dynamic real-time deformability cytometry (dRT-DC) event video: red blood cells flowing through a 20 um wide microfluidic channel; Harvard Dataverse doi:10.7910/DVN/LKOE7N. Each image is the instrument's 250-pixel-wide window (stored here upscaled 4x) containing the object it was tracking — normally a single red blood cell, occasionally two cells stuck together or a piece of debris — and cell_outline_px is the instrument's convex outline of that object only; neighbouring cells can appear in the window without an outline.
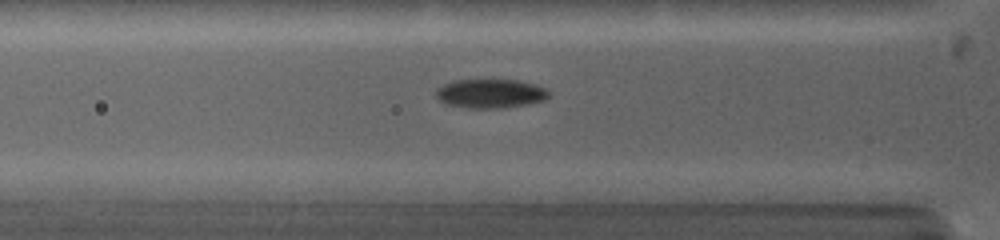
{"species": "common noctule bat (a hibernating species)", "species_latin": "Nyctalus noctula", "temperature_condition": "warm", "stored_images_in_passage": 21, "camera_frame_rate_fps": 5000, "um_per_image_px": 0.085, "animal": {"sex": "female", "body_mass_g": 19.0, "forearm_length_mm": 53.3}, "frame": {"image": 1, "passage_image": 10, "time_ms": 3.2, "image_size_px": [1000, 240], "cell_outline_px": [[552, 92], [544, 100], [528, 104], [504, 108], [468, 108], [444, 104], [436, 96], [436, 88], [444, 84], [456, 80], [516, 80], [536, 84], [548, 88]], "centroid_in_image_um": [41.72, 7.95], "position_along_channel_um": 84.1, "area_um2": 19.31}}
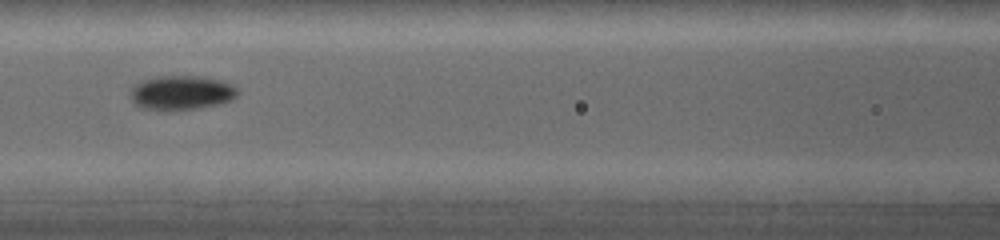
{"frame": {"image": 2, "passage_image": 16, "time_ms": 4.8, "image_size_px": [1000, 240], "cell_outline_px": [[240, 92], [232, 100], [220, 104], [200, 108], [168, 112], [160, 112], [140, 108], [128, 96], [132, 88], [140, 80], [160, 76], [204, 76], [220, 80], [232, 84]], "centroid_in_image_um": [15.4, 7.91], "position_along_channel_um": 151.2, "area_um2": 22.2}}
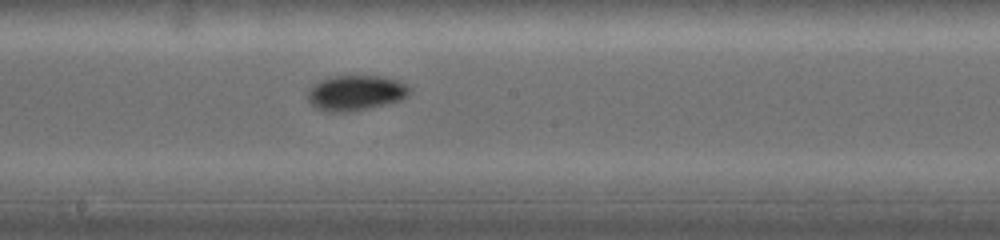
{"frame": {"image": 3, "passage_image": 21, "time_ms": 6.4, "image_size_px": [1000, 240], "cell_outline_px": [[412, 92], [408, 96], [400, 100], [368, 108], [344, 112], [328, 112], [316, 108], [308, 100], [308, 88], [320, 80], [328, 76], [380, 76], [396, 80], [408, 84], [412, 88]], "centroid_in_image_um": [30.24, 7.88], "position_along_channel_um": 218.0, "area_um2": 21.04}}